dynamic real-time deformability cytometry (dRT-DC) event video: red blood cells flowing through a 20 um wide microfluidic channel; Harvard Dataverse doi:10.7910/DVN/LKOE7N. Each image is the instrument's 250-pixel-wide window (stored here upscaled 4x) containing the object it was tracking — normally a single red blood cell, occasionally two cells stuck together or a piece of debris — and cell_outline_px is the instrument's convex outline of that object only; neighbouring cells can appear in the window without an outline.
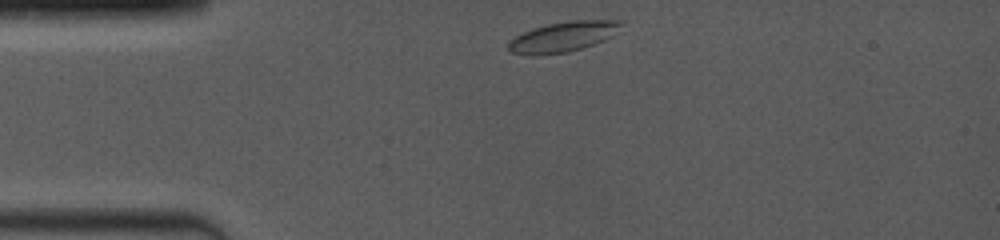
{"species": "common noctule bat (a hibernating species)", "species_latin": "Nyctalus noctula", "temperature_condition": "room temperature", "stored_images_in_passage": 4, "camera_frame_rate_fps": 4000, "um_per_image_px": 0.085, "animal": {"sex": "female", "body_mass_g": 19.0, "forearm_length_mm": 53.3}, "frame": {"image": 1, "passage_image": 1, "time_ms": 0.0, "image_size_px": [1000, 240], "cell_outline_px": [[624, 24], [612, 36], [604, 40], [568, 52], [536, 56], [532, 56], [512, 52], [508, 48], [508, 40], [532, 28], [548, 24], [572, 20], [624, 20]], "centroid_in_image_um": [47.86, 3.12], "position_along_channel_um": 37.1, "area_um2": 19.88}}